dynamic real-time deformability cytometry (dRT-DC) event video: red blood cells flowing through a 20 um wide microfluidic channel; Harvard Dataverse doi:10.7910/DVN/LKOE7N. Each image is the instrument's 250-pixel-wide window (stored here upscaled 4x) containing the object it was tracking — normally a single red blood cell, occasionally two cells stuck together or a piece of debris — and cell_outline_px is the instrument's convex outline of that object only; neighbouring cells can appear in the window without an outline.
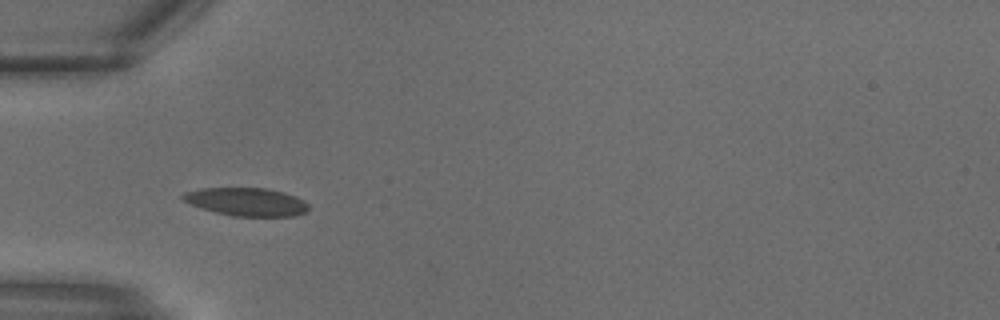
{"species": "common noctule bat (a hibernating species)", "species_latin": "Nyctalus noctula", "temperature_condition": "warm", "stored_images_in_passage": 8, "camera_frame_rate_fps": 3000, "um_per_image_px": 0.085, "animal": {"sex": "male", "body_mass_g": 18.8}, "frame": {"image": 1, "passage_image": 1, "time_ms": 0.0, "image_size_px": [1000, 320], "cell_outline_px": [[308, 212], [296, 216], [232, 216], [216, 212], [192, 204], [184, 200], [180, 196], [184, 192], [200, 188], [264, 188], [284, 192], [296, 196], [304, 200], [308, 204]], "centroid_in_image_um": [21.0, 17.15], "position_along_channel_um": 64.0, "area_um2": 20.58}}
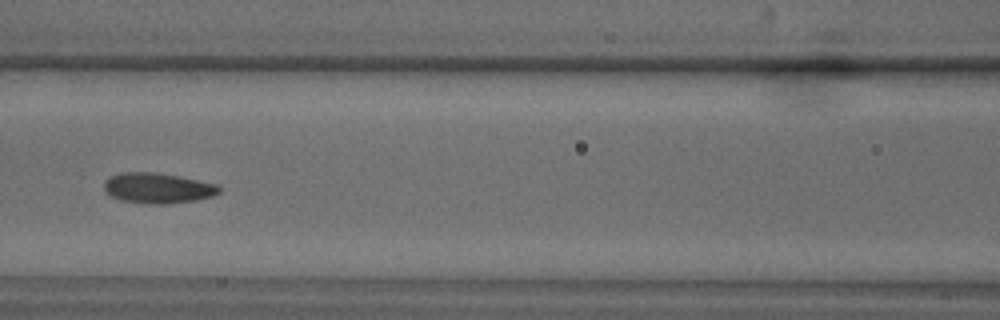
{"frame": {"image": 2, "passage_image": 5, "time_ms": 1.333, "image_size_px": [1000, 320], "cell_outline_px": [[220, 192], [212, 196], [196, 200], [168, 204], [152, 204], [120, 200], [104, 192], [104, 180], [108, 176], [120, 172], [152, 172], [180, 176], [216, 184], [220, 188]], "centroid_in_image_um": [13.36, 15.98], "position_along_channel_um": 153.2, "area_um2": 20.52}}
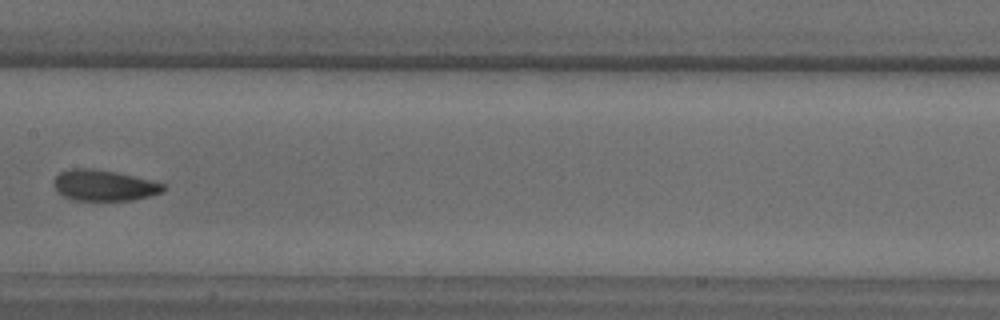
{"frame": {"image": 3, "passage_image": 7, "time_ms": 2.0, "image_size_px": [1000, 320], "cell_outline_px": [[168, 188], [164, 192], [132, 200], [72, 200], [64, 196], [52, 184], [52, 180], [60, 172], [72, 168], [92, 168], [116, 172], [164, 184]], "centroid_in_image_um": [8.83, 15.75], "position_along_channel_um": 198.6, "area_um2": 19.65}}